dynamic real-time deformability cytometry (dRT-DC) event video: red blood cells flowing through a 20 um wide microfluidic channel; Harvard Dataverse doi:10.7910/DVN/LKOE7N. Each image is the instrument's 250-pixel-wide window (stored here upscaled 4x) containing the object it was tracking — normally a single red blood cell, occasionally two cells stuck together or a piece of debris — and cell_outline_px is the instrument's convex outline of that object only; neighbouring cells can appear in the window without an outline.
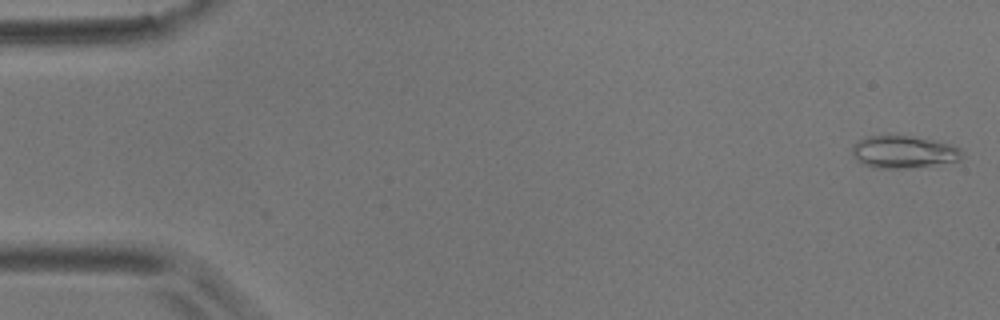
{"species": "common noctule bat (a hibernating species)", "species_latin": "Nyctalus noctula", "temperature_condition": "room temperature", "stored_images_in_passage": 10, "camera_frame_rate_fps": 3000, "um_per_image_px": 0.085, "animal": {"sex": "male", "body_mass_g": 17.9}, "frame": {"image": 1, "passage_image": 1, "time_ms": 0.0, "image_size_px": [1000, 320], "cell_outline_px": [[964, 156], [960, 160], [904, 168], [876, 168], [864, 164], [856, 160], [852, 152], [852, 144], [864, 136], [888, 132], [936, 140], [960, 148], [964, 152]], "centroid_in_image_um": [76.74, 12.85], "position_along_channel_um": 8.3, "area_um2": 21.33}}